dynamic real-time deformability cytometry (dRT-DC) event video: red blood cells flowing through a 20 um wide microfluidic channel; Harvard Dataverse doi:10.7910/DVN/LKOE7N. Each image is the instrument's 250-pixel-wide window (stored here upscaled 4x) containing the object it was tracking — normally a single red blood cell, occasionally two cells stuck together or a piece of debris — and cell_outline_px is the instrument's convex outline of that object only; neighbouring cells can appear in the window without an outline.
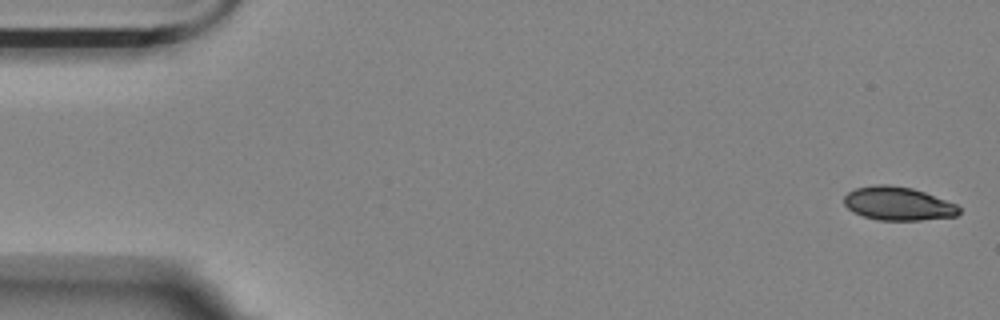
{"species": "Egyptian fruit bat (a non-hibernating species)", "species_latin": "Rousettus aegyptiacus", "temperature_condition": "room temperature", "stored_images_in_passage": 5, "camera_frame_rate_fps": 3000, "um_per_image_px": 0.085, "animal": {"sex": "female"}, "frame": {"image": 1, "passage_image": 1, "time_ms": 0.0, "image_size_px": [1000, 320], "cell_outline_px": [[960, 212], [956, 216], [920, 220], [880, 220], [864, 216], [852, 212], [844, 204], [844, 196], [848, 192], [856, 188], [876, 184], [888, 184], [912, 188], [924, 192], [956, 204], [960, 208]], "centroid_in_image_um": [76.32, 17.3], "position_along_channel_um": 8.7, "area_um2": 22.37}}
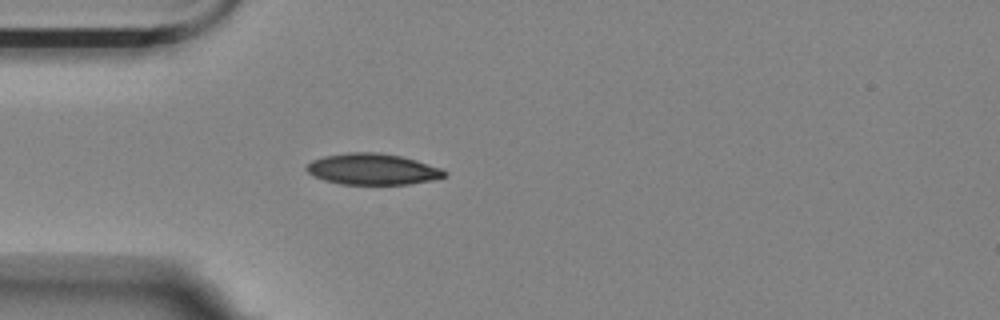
{"frame": {"image": 2, "passage_image": 5, "time_ms": 1.333, "image_size_px": [1000, 320], "cell_outline_px": [[448, 176], [432, 180], [408, 184], [340, 184], [324, 180], [308, 172], [304, 168], [312, 160], [324, 156], [348, 152], [380, 152], [400, 156], [416, 160], [440, 168], [448, 172]], "centroid_in_image_um": [31.68, 14.37], "position_along_channel_um": 53.3, "area_um2": 25.03}}